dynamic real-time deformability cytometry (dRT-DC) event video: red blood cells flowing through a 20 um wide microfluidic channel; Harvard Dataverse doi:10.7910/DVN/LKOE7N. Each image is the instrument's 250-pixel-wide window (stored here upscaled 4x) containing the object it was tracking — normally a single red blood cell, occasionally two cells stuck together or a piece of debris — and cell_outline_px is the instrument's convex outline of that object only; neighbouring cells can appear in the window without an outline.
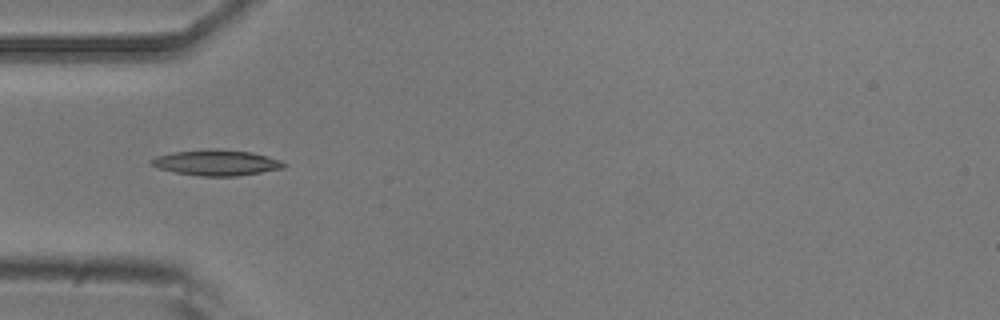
{"species": "common noctule bat (a hibernating species)", "species_latin": "Nyctalus noctula", "temperature_condition": "room temperature", "stored_images_in_passage": 6, "camera_frame_rate_fps": 3000, "um_per_image_px": 0.085, "animal": {"sex": "male", "body_mass_g": 20.5, "forearm_length_mm": 52.5}, "frame": {"image": 1, "passage_image": 1, "time_ms": 0.0, "image_size_px": [1000, 320], "cell_outline_px": [[288, 164], [284, 168], [236, 176], [200, 176], [176, 172], [160, 168], [152, 164], [148, 160], [156, 156], [172, 152], [216, 148], [252, 152], [268, 156], [280, 160]], "centroid_in_image_um": [18.42, 13.81], "position_along_channel_um": 66.6, "area_um2": 19.83}}
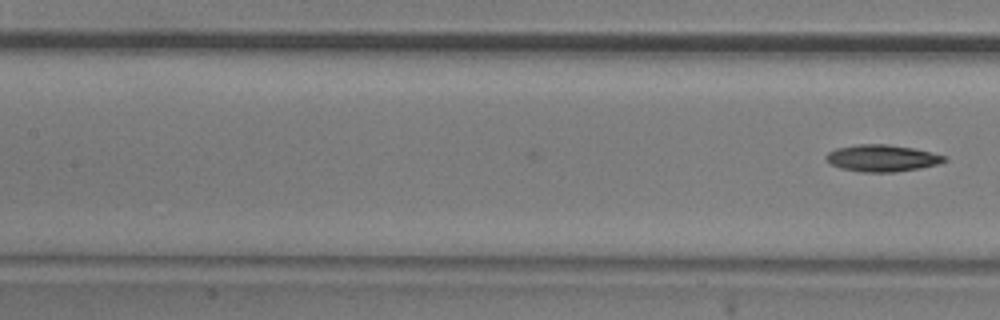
{"frame": {"image": 2, "passage_image": 6, "time_ms": 1.667, "image_size_px": [1000, 320], "cell_outline_px": [[948, 160], [936, 164], [920, 168], [892, 172], [864, 172], [840, 168], [832, 164], [824, 156], [828, 152], [836, 148], [860, 144], [888, 144], [912, 148], [932, 152], [948, 156]], "centroid_in_image_um": [75.0, 13.43], "position_along_channel_um": 132.4, "area_um2": 18.38}}